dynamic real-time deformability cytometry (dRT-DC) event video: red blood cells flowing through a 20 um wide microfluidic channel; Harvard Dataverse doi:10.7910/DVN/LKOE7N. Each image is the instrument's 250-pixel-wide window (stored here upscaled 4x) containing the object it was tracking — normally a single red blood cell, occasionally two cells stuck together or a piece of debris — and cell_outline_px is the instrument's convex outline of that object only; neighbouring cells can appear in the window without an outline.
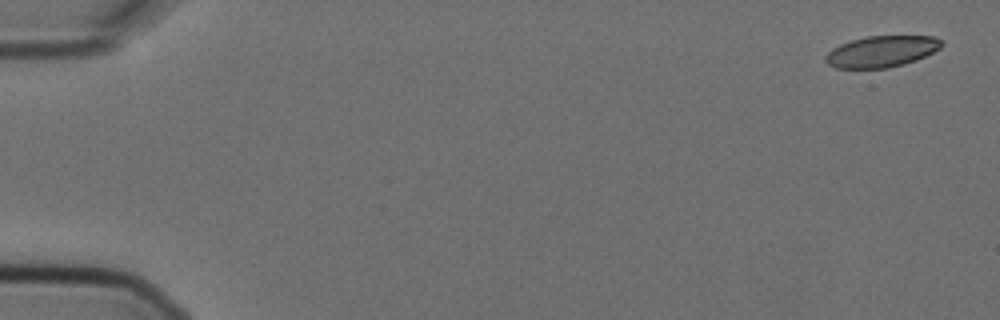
{"species": "Egyptian fruit bat (a non-hibernating species)", "species_latin": "Rousettus aegyptiacus", "temperature_condition": "cold", "stored_images_in_passage": 5, "camera_frame_rate_fps": 3000, "um_per_image_px": 0.085, "animal": {"sex": "female"}, "frame": {"image": 1, "passage_image": 1, "time_ms": 0.0, "image_size_px": [1000, 320], "cell_outline_px": [[944, 44], [940, 48], [916, 60], [904, 64], [888, 68], [836, 68], [828, 64], [824, 60], [824, 56], [832, 48], [840, 44], [852, 40], [868, 36], [936, 36]], "centroid_in_image_um": [74.92, 4.37], "position_along_channel_um": 10.1, "area_um2": 21.15}}
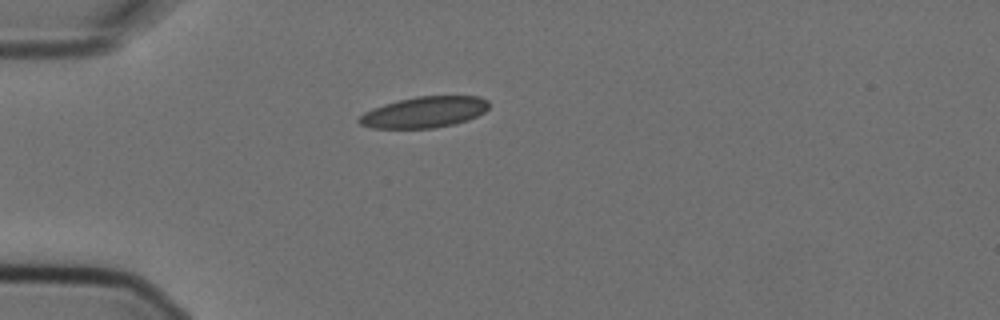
{"frame": {"image": 2, "passage_image": 5, "time_ms": 1.333, "image_size_px": [1000, 320], "cell_outline_px": [[488, 108], [484, 112], [468, 120], [452, 124], [432, 128], [372, 128], [360, 124], [356, 120], [364, 112], [372, 108], [384, 104], [416, 96], [480, 96], [488, 100]], "centroid_in_image_um": [36.05, 9.53], "position_along_channel_um": 48.9, "area_um2": 23.41}}